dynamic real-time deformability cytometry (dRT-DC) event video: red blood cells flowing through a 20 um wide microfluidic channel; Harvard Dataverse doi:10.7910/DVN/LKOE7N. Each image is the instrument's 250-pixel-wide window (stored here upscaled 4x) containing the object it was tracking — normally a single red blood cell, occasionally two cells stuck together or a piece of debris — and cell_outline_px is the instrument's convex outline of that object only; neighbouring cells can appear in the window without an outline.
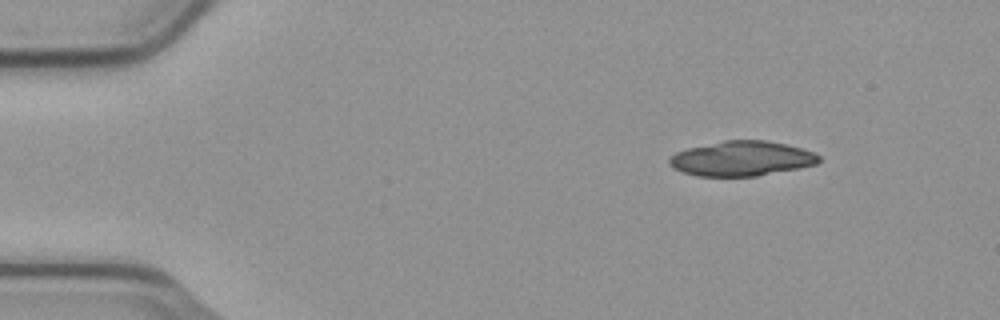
{"species": "common noctule bat (a hibernating species)", "species_latin": "Nyctalus noctula", "temperature_condition": "cold", "stored_images_in_passage": 11, "camera_frame_rate_fps": 3000, "um_per_image_px": 0.085, "animal": {"sex": "male", "body_mass_g": 23.1, "forearm_length_mm": 52.7}, "frame": {"image": 1, "passage_image": 1, "time_ms": 0.0, "image_size_px": [1000, 320], "cell_outline_px": [[820, 160], [816, 164], [800, 168], [756, 176], [696, 176], [672, 168], [668, 164], [668, 156], [676, 152], [688, 148], [724, 140], [768, 140], [788, 144], [812, 152], [820, 156]], "centroid_in_image_um": [63.01, 13.47], "position_along_channel_um": 22.0, "area_um2": 30.52}}